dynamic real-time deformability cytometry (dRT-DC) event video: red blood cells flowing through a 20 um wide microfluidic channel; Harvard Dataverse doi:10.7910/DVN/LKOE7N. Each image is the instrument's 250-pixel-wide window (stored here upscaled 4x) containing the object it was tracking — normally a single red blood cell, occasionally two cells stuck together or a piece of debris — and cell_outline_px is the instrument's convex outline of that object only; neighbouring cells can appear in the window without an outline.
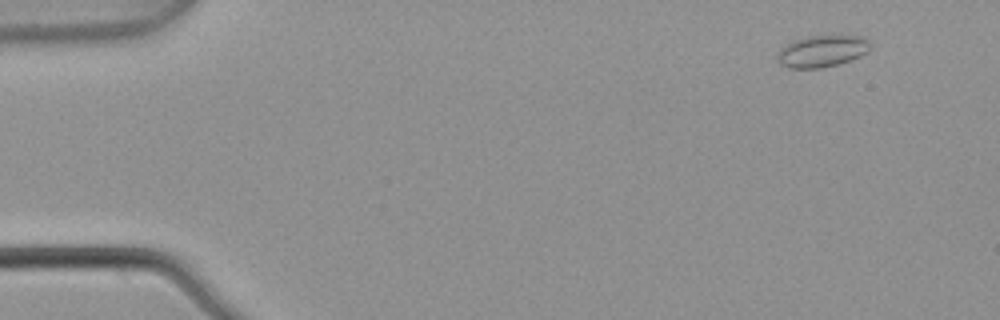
{"species": "common noctule bat (a hibernating species)", "species_latin": "Nyctalus noctula", "temperature_condition": "warm", "stored_images_in_passage": 5, "camera_frame_rate_fps": 3000, "um_per_image_px": 0.085, "animal": {"sex": "male", "body_mass_g": 21.5, "forearm_length_mm": 52.0}, "frame": {"image": 1, "passage_image": 2, "time_ms": 0.333, "image_size_px": [1000, 320], "cell_outline_px": [[868, 52], [860, 56], [840, 64], [820, 68], [788, 68], [780, 64], [776, 56], [780, 48], [792, 40], [808, 36], [860, 36], [868, 40]], "centroid_in_image_um": [69.82, 4.36], "position_along_channel_um": 15.2, "area_um2": 17.17}}